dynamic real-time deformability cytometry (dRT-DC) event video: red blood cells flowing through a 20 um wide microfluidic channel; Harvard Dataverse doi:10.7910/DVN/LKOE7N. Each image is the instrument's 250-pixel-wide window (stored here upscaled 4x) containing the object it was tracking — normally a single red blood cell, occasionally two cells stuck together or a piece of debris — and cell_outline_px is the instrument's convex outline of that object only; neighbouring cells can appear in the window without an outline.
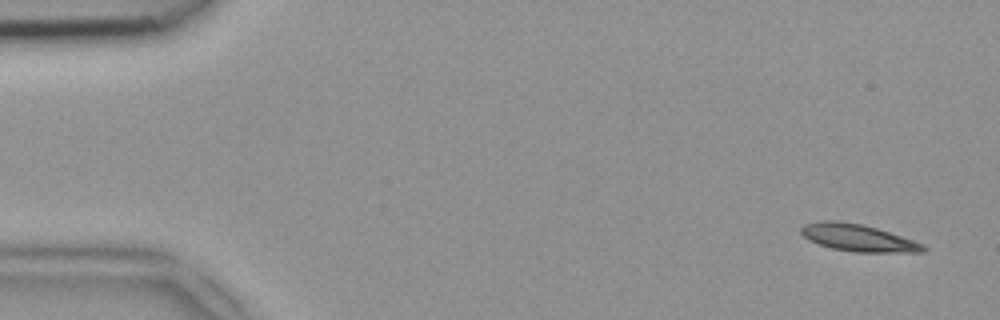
{"species": "common noctule bat (a hibernating species)", "species_latin": "Nyctalus noctula", "temperature_condition": "room temperature", "stored_images_in_passage": 49, "camera_frame_rate_fps": 3000, "um_per_image_px": 0.085, "animal": {"sex": "female", "body_mass_g": 18.4}, "frame": {"image": 1, "passage_image": 3, "time_ms": 0.667, "image_size_px": [1000, 320], "cell_outline_px": [[928, 248], [924, 252], [852, 252], [832, 248], [808, 240], [800, 232], [800, 228], [804, 224], [820, 220], [836, 220], [860, 224], [876, 228], [924, 244]], "centroid_in_image_um": [72.9, 20.21], "position_along_channel_um": 12.1, "area_um2": 19.19}}
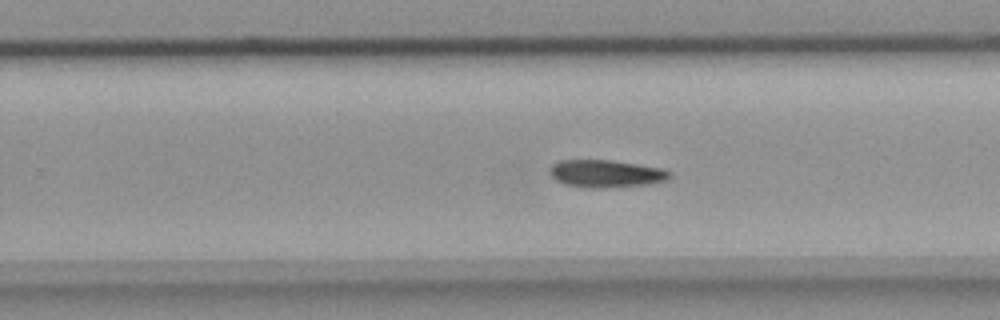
{"frame": {"image": 2, "passage_image": 31, "time_ms": 10.0, "image_size_px": [1000, 320], "cell_outline_px": [[672, 176], [668, 180], [648, 184], [604, 188], [592, 188], [564, 184], [556, 180], [548, 172], [548, 168], [552, 164], [560, 160], [612, 160], [664, 168], [672, 172]], "centroid_in_image_um": [51.53, 14.75], "position_along_channel_um": 278.3, "area_um2": 19.48}}
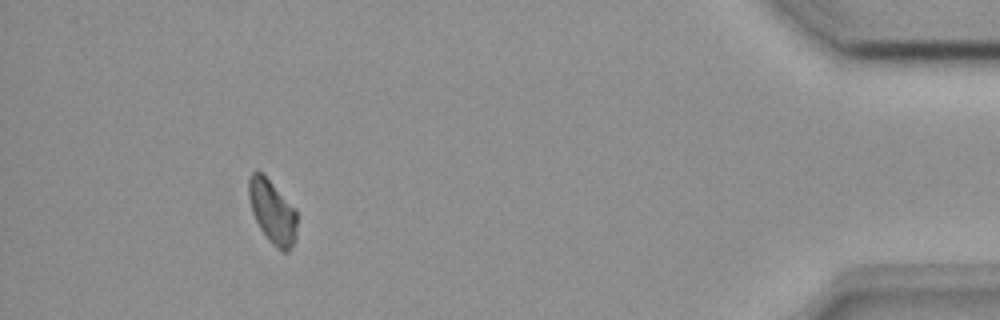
{"frame": {"image": 3, "passage_image": 45, "time_ms": 14.667, "image_size_px": [1000, 320], "cell_outline_px": [[296, 236], [288, 252], [284, 252], [276, 248], [268, 240], [260, 228], [252, 212], [248, 196], [248, 176], [252, 172], [260, 172], [296, 208]], "centroid_in_image_um": [23.14, 18.01], "position_along_channel_um": 412.1, "area_um2": 17.69}}